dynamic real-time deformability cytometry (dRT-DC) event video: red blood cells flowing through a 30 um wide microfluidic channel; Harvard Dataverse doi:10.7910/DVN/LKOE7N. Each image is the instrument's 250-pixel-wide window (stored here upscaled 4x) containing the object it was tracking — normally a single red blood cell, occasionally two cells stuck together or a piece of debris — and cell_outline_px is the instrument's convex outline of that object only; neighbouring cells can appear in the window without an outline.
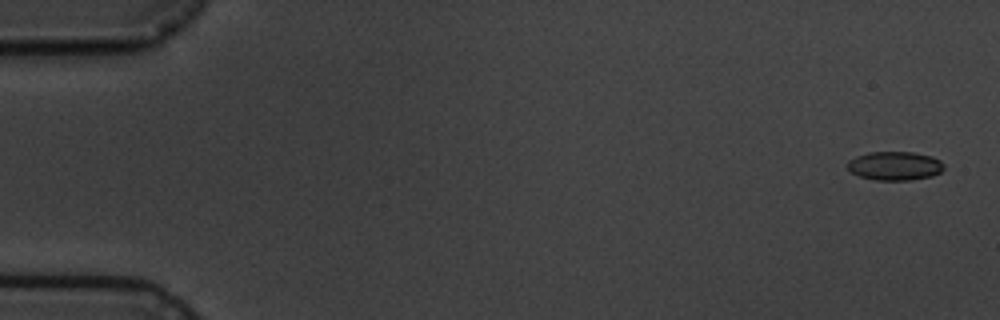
{"species": "common noctule bat (a hibernating species)", "species_latin": "Nyctalus noctula", "temperature_condition": "cold", "stored_images_in_passage": 5, "camera_frame_rate_fps": 3000, "um_per_image_px": 0.085, "animal": {"sex": "male", "body_mass_g": 19.5, "forearm_length_mm": 54.6}, "frame": {"image": 1, "passage_image": 1, "time_ms": 0.0, "image_size_px": [1000, 320], "cell_outline_px": [[944, 168], [940, 172], [932, 176], [912, 180], [876, 180], [860, 176], [852, 172], [848, 168], [848, 160], [856, 156], [868, 152], [912, 152], [932, 156], [940, 160], [944, 164]], "centroid_in_image_um": [76.08, 14.09], "position_along_channel_um": 8.9, "area_um2": 16.18}}